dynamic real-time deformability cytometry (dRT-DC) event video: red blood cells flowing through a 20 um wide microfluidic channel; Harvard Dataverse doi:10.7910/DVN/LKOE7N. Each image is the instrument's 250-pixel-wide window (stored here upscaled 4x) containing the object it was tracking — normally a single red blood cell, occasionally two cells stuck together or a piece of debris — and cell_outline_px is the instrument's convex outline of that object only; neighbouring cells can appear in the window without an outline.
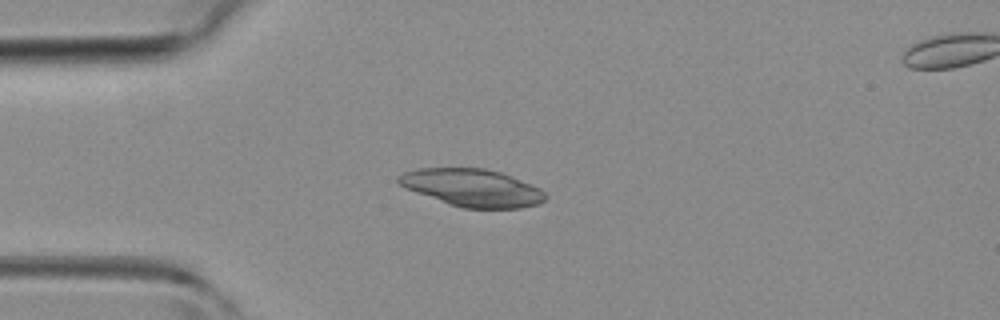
{"species": "common noctule bat (a hibernating species)", "species_latin": "Nyctalus noctula", "temperature_condition": "room temperature", "stored_images_in_passage": 44, "camera_frame_rate_fps": 3000, "um_per_image_px": 0.085, "animal": {"sex": "female", "body_mass_g": 19.3, "forearm_length_mm": 54.1}, "frame": {"image": 1, "passage_image": 10, "time_ms": 3.0, "image_size_px": [1000, 320], "cell_outline_px": [[548, 196], [540, 204], [520, 208], [464, 208], [448, 204], [416, 192], [400, 184], [396, 180], [396, 176], [404, 172], [420, 168], [484, 168], [500, 172], [512, 176], [532, 184], [540, 188]], "centroid_in_image_um": [40.17, 15.96], "position_along_channel_um": 44.8, "area_um2": 32.08}}
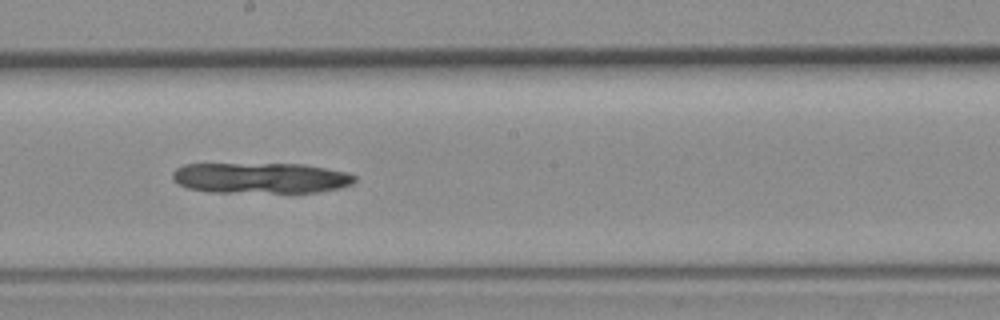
{"frame": {"image": 2, "passage_image": 23, "time_ms": 7.333, "image_size_px": [1000, 320], "cell_outline_px": [[356, 180], [352, 184], [340, 188], [320, 192], [208, 192], [188, 188], [172, 180], [172, 172], [176, 168], [184, 164], [304, 164], [348, 172], [356, 176]], "centroid_in_image_um": [22.17, 15.13], "position_along_channel_um": 226.0, "area_um2": 32.77}}
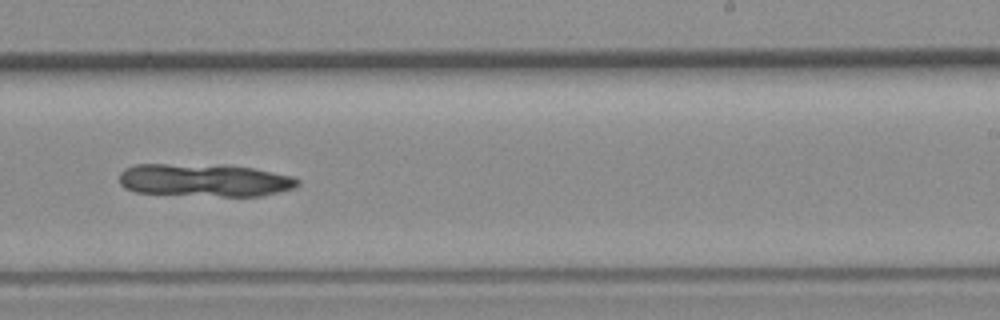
{"frame": {"image": 3, "passage_image": 26, "time_ms": 8.333, "image_size_px": [1000, 320], "cell_outline_px": [[300, 184], [292, 188], [260, 196], [220, 196], [136, 192], [124, 188], [120, 184], [120, 172], [124, 168], [136, 164], [164, 164], [252, 168], [292, 176], [300, 180]], "centroid_in_image_um": [17.34, 15.33], "position_along_channel_um": 271.7, "area_um2": 33.35}}